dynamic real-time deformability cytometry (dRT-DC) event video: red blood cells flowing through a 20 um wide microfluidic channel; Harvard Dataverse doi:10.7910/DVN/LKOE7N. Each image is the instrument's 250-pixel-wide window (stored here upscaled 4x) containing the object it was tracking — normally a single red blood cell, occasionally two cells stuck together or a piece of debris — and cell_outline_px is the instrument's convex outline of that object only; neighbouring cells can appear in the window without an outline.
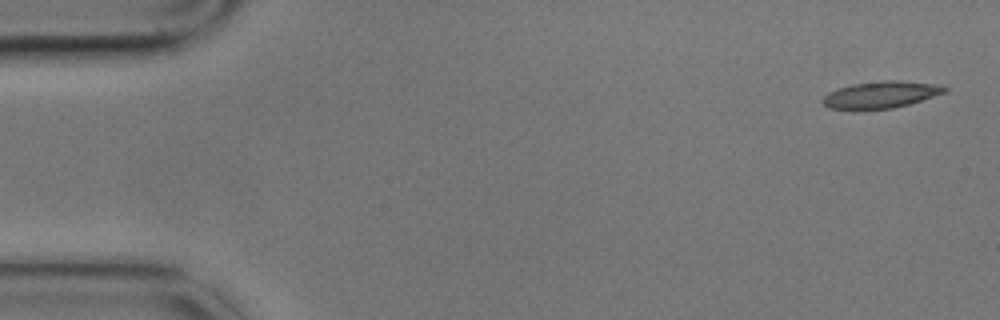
{"species": "common noctule bat (a hibernating species)", "species_latin": "Nyctalus noctula", "temperature_condition": "cold", "stored_images_in_passage": 9, "camera_frame_rate_fps": 3000, "um_per_image_px": 0.085, "animal": {"sex": "male", "body_mass_g": 17.9}, "frame": {"image": 1, "passage_image": 1, "time_ms": 0.0, "image_size_px": [1000, 320], "cell_outline_px": [[948, 92], [908, 104], [892, 108], [828, 108], [820, 100], [828, 92], [852, 84], [880, 80], [896, 80], [936, 84], [948, 88]], "centroid_in_image_um": [74.9, 8.02], "position_along_channel_um": 10.1, "area_um2": 18.73}}
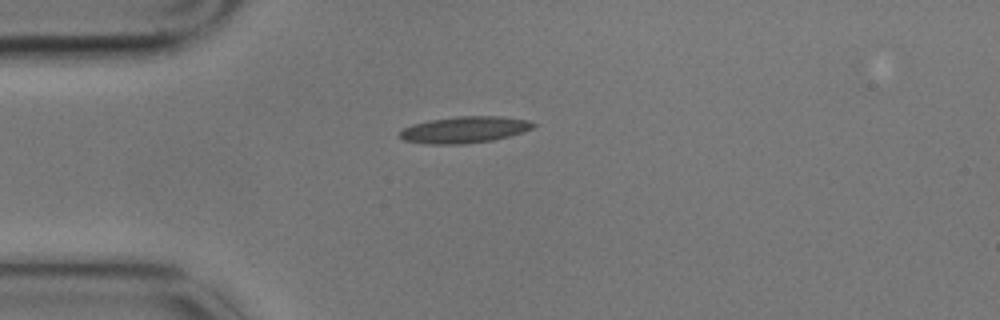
{"frame": {"image": 2, "passage_image": 3, "time_ms": 0.667, "image_size_px": [1000, 320], "cell_outline_px": [[536, 124], [532, 128], [524, 132], [492, 140], [464, 144], [424, 144], [404, 140], [400, 136], [400, 132], [404, 128], [412, 124], [428, 120], [456, 116], [500, 116], [528, 120]], "centroid_in_image_um": [39.47, 11.02], "position_along_channel_um": 45.5, "area_um2": 20.63}}
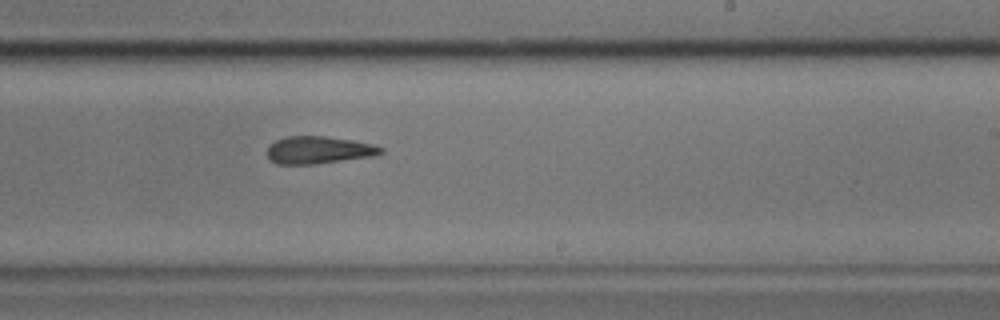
{"frame": {"image": 3, "passage_image": 9, "time_ms": 2.667, "image_size_px": [1000, 320], "cell_outline_px": [[384, 152], [376, 156], [312, 164], [276, 164], [268, 156], [268, 148], [276, 140], [288, 136], [324, 136], [352, 140], [372, 144], [384, 148]], "centroid_in_image_um": [27.13, 12.75], "position_along_channel_um": 261.9, "area_um2": 18.03}}